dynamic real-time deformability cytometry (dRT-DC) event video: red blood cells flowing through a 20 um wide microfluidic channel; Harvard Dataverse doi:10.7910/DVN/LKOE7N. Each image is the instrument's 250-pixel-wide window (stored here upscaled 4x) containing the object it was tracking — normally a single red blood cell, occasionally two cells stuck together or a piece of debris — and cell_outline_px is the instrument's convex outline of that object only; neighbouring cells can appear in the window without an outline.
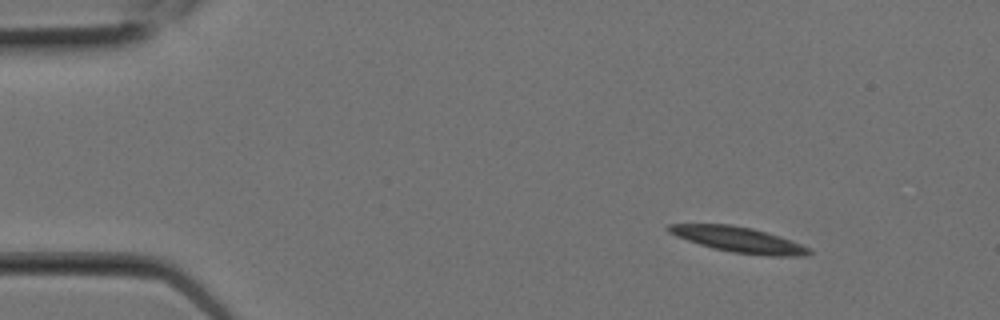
{"species": "Egyptian fruit bat (a non-hibernating species)", "species_latin": "Rousettus aegyptiacus", "temperature_condition": "room temperature", "stored_images_in_passage": 9, "segment_of_instrument_passage": [1, 2], "camera_frame_rate_fps": 3000, "um_per_image_px": 0.085, "animal": {"sex": "female"}, "frame": {"image": 1, "passage_image": 2, "time_ms": 0.333, "image_size_px": [1000, 320], "cell_outline_px": [[812, 252], [808, 256], [768, 256], [732, 252], [712, 248], [676, 236], [668, 232], [664, 228], [668, 224], [732, 224], [752, 228], [780, 236], [812, 248]], "centroid_in_image_um": [62.81, 20.37], "position_along_channel_um": 22.2, "area_um2": 20.98}}
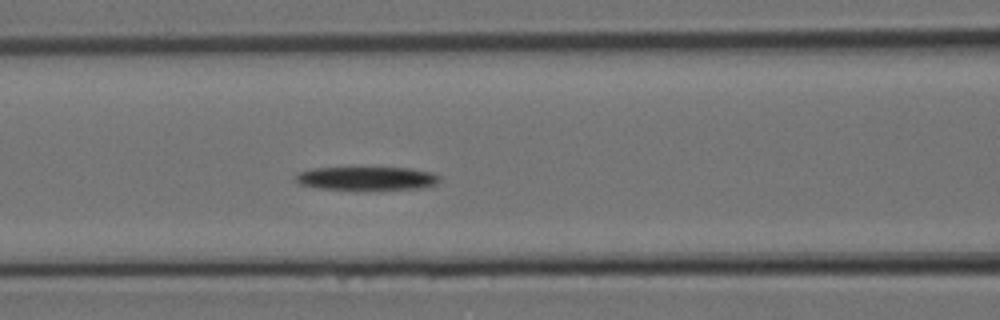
{"frame": {"image": 2, "passage_image": 8, "time_ms": 2.333, "image_size_px": [1000, 320], "cell_outline_px": [[440, 180], [436, 184], [424, 188], [320, 188], [300, 184], [296, 180], [296, 172], [312, 168], [412, 168], [432, 172], [440, 176]], "centroid_in_image_um": [31.2, 15.13], "position_along_channel_um": 135.4, "area_um2": 19.13}}